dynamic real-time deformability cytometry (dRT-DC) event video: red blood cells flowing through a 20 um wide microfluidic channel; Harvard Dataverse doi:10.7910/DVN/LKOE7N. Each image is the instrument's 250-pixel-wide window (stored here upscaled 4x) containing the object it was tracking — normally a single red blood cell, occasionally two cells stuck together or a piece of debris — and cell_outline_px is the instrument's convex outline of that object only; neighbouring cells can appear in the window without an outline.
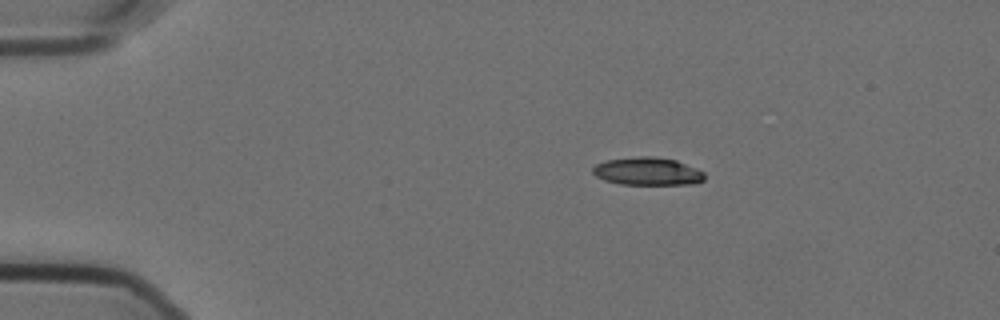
{"species": "Egyptian fruit bat (a non-hibernating species)", "species_latin": "Rousettus aegyptiacus", "temperature_condition": "cold", "stored_images_in_passage": 47, "camera_frame_rate_fps": 3000, "um_per_image_px": 0.085, "animal": {"sex": "female"}, "frame": {"image": 1, "passage_image": 1, "time_ms": 0.0, "image_size_px": [1000, 320], "cell_outline_px": [[704, 180], [696, 184], [620, 184], [604, 180], [596, 176], [592, 172], [592, 168], [596, 164], [608, 160], [640, 156], [652, 156], [676, 160], [696, 168], [704, 172]], "centroid_in_image_um": [55.05, 14.57], "position_along_channel_um": 29.9, "area_um2": 18.09}}
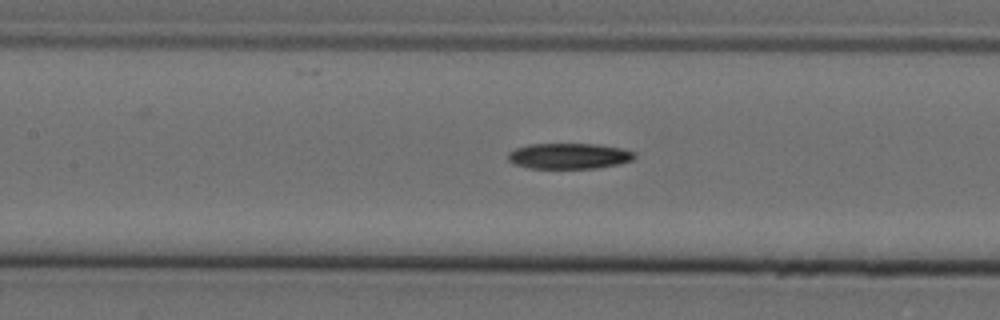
{"frame": {"image": 2, "passage_image": 17, "time_ms": 5.333, "image_size_px": [1000, 320], "cell_outline_px": [[636, 156], [632, 160], [620, 164], [596, 168], [528, 168], [512, 164], [508, 160], [508, 152], [516, 148], [528, 144], [596, 144], [620, 148], [636, 152]], "centroid_in_image_um": [48.35, 13.26], "position_along_channel_um": 159.0, "area_um2": 19.07}}
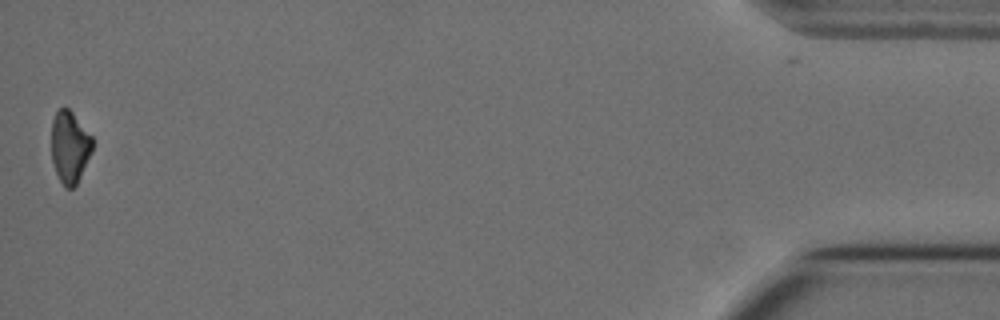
{"frame": {"image": 3, "passage_image": 47, "time_ms": 15.333, "image_size_px": [1000, 320], "cell_outline_px": [[92, 152], [76, 184], [72, 188], [64, 188], [56, 172], [52, 160], [52, 120], [56, 112], [60, 108], [68, 108], [72, 112], [92, 136]], "centroid_in_image_um": [5.93, 12.49], "position_along_channel_um": 429.3, "area_um2": 16.99}}